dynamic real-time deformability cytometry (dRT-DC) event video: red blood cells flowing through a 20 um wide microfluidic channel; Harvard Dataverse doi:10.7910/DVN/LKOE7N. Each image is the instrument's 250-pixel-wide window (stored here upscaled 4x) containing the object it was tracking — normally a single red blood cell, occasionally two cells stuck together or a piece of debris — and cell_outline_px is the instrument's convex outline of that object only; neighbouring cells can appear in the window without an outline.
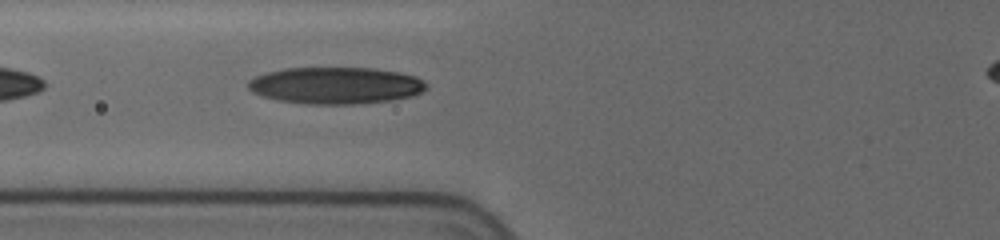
{"species": "human", "species_latin": "Homo sapiens", "temperature_condition": "cold", "stored_images_in_passage": 56, "camera_frame_rate_fps": 3000, "um_per_image_px": 0.085, "donor": {"sex": "female"}, "frame": {"image": 1, "passage_image": 6, "time_ms": 1.0, "image_size_px": [1000, 240], "cell_outline_px": [[428, 88], [420, 92], [408, 96], [388, 100], [352, 104], [312, 104], [276, 100], [252, 92], [248, 88], [248, 80], [256, 76], [268, 72], [284, 68], [372, 68], [396, 72], [416, 76]], "centroid_in_image_um": [28.47, 7.26], "position_along_channel_um": 97.3, "area_um2": 37.69}}
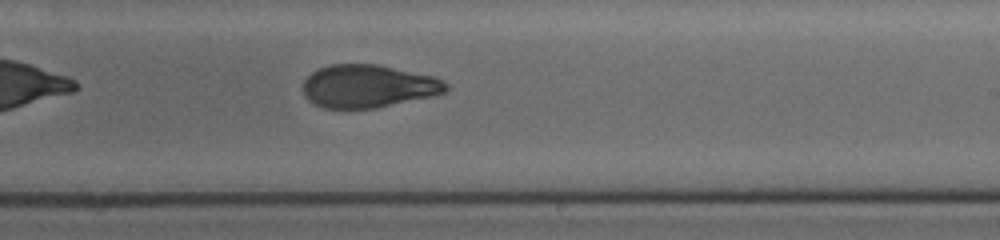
{"frame": {"image": 2, "passage_image": 26, "time_ms": 5.333, "image_size_px": [1000, 240], "cell_outline_px": [[448, 88], [444, 92], [432, 96], [376, 108], [324, 108], [308, 100], [304, 96], [304, 80], [312, 72], [320, 68], [332, 64], [380, 64], [436, 76], [444, 80], [448, 84]], "centroid_in_image_um": [31.33, 7.31], "position_along_channel_um": 257.7, "area_um2": 35.89}}
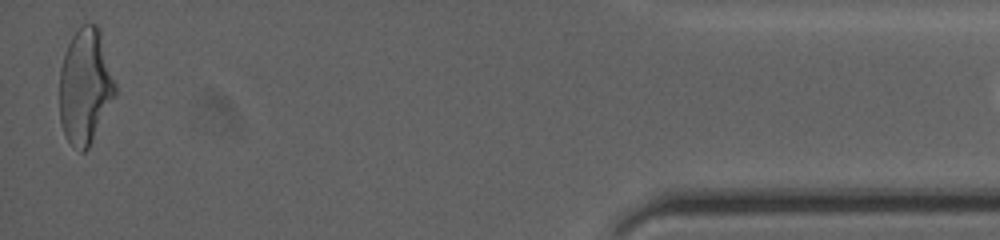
{"frame": {"image": 3, "passage_image": 55, "time_ms": 11.667, "image_size_px": [1000, 240], "cell_outline_px": [[116, 92], [88, 148], [84, 152], [80, 152], [68, 140], [64, 132], [60, 120], [60, 68], [68, 44], [72, 36], [84, 24], [96, 24], [100, 28], [116, 84]], "centroid_in_image_um": [7.25, 7.31], "position_along_channel_um": 428.0, "area_um2": 36.93}, "authors_computed_cell_mechanics": {"area_um2": 36.9053, "velocity_mm_per_s": 3.6885, "shape_relaxation_time_tau1_ms": 4.3509, "shape_relaxation_time_tau2_ms": 2.0156, "deformation_change_tau1": 0.1661, "deformation_change_tau2": 0.0807}}